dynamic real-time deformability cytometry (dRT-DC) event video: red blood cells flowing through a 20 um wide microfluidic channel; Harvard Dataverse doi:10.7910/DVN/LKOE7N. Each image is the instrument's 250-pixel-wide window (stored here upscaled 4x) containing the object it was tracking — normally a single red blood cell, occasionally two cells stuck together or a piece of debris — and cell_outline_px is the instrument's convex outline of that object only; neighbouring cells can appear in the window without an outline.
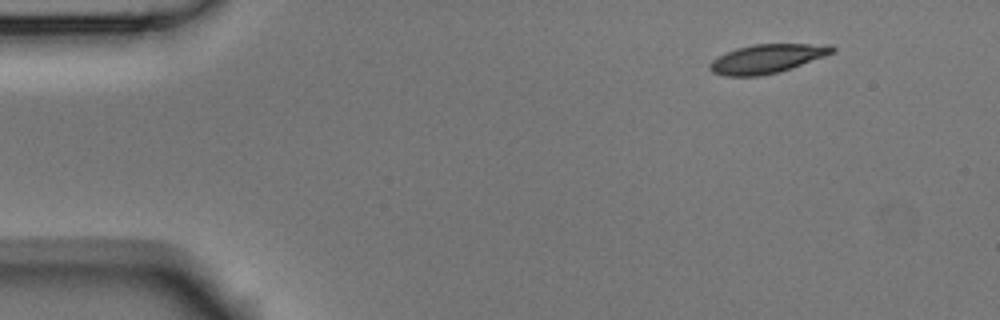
{"species": "Egyptian fruit bat (a non-hibernating species)", "species_latin": "Rousettus aegyptiacus", "temperature_condition": "room temperature", "stored_images_in_passage": 4, "camera_frame_rate_fps": 3000, "um_per_image_px": 0.085, "animal": {"sex": "male"}, "frame": {"image": 1, "passage_image": 1, "time_ms": 0.0, "image_size_px": [1000, 320], "cell_outline_px": [[836, 52], [780, 72], [760, 76], [724, 76], [712, 72], [708, 68], [708, 64], [716, 56], [736, 48], [752, 44], [832, 44], [836, 48]], "centroid_in_image_um": [65.18, 4.99], "position_along_channel_um": 19.8, "area_um2": 20.92}}
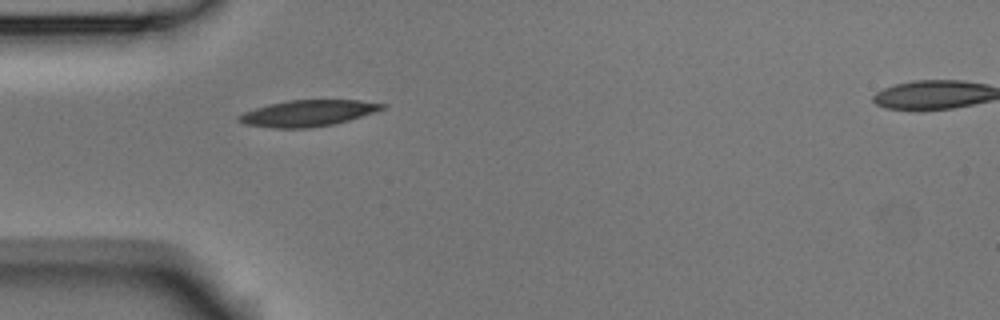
{"frame": {"image": 2, "passage_image": 4, "time_ms": 1.0, "image_size_px": [1000, 320], "cell_outline_px": [[388, 104], [384, 108], [348, 120], [332, 124], [308, 128], [276, 128], [244, 124], [236, 120], [236, 116], [244, 112], [268, 104], [288, 100], [360, 100]], "centroid_in_image_um": [26.12, 9.61], "position_along_channel_um": 58.9, "area_um2": 21.73}}